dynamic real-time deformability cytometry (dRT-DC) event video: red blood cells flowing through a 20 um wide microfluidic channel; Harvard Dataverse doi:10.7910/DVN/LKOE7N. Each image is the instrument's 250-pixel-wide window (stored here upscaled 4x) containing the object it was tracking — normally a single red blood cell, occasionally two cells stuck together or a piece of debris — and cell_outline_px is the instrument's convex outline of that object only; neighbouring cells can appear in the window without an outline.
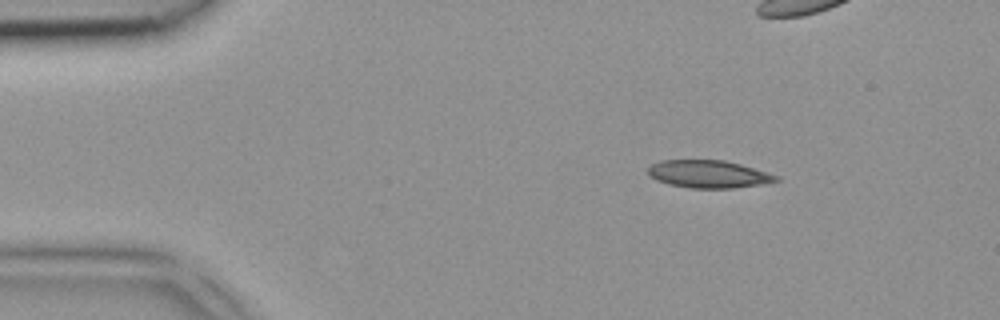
{"species": "common noctule bat (a hibernating species)", "species_latin": "Nyctalus noctula", "temperature_condition": "room temperature", "stored_images_in_passage": 5, "camera_frame_rate_fps": 3000, "um_per_image_px": 0.085, "animal": {"sex": "female", "body_mass_g": 18.4}, "frame": {"image": 1, "passage_image": 1, "time_ms": 0.0, "image_size_px": [1000, 320], "cell_outline_px": [[780, 180], [760, 184], [732, 188], [692, 188], [668, 184], [656, 180], [648, 172], [648, 168], [652, 164], [660, 160], [724, 160], [740, 164], [768, 172], [780, 176]], "centroid_in_image_um": [60.24, 14.79], "position_along_channel_um": 24.8, "area_um2": 20.52}}